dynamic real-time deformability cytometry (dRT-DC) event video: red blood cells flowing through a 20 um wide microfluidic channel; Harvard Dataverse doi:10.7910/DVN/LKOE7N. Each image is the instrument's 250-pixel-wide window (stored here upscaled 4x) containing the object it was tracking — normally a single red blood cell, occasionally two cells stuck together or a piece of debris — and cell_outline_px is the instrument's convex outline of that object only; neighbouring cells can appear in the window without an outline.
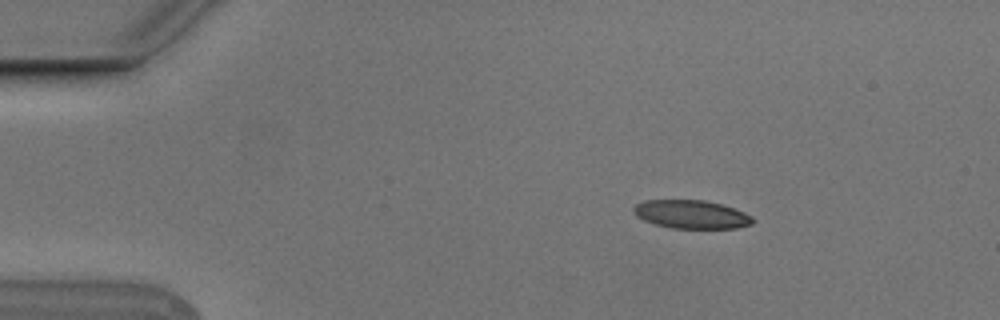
{"species": "Egyptian fruit bat (a non-hibernating species)", "species_latin": "Rousettus aegyptiacus", "temperature_condition": "cold", "stored_images_in_passage": 3, "camera_frame_rate_fps": 3000, "um_per_image_px": 0.085, "animal": {"sex": "male"}, "frame": {"image": 1, "passage_image": 1, "time_ms": 0.0, "image_size_px": [1000, 320], "cell_outline_px": [[756, 220], [752, 224], [736, 228], [672, 228], [656, 224], [644, 220], [636, 216], [632, 212], [632, 208], [636, 204], [644, 200], [704, 200], [720, 204], [744, 212], [752, 216]], "centroid_in_image_um": [58.75, 18.22], "position_along_channel_um": 26.2, "area_um2": 19.71}}